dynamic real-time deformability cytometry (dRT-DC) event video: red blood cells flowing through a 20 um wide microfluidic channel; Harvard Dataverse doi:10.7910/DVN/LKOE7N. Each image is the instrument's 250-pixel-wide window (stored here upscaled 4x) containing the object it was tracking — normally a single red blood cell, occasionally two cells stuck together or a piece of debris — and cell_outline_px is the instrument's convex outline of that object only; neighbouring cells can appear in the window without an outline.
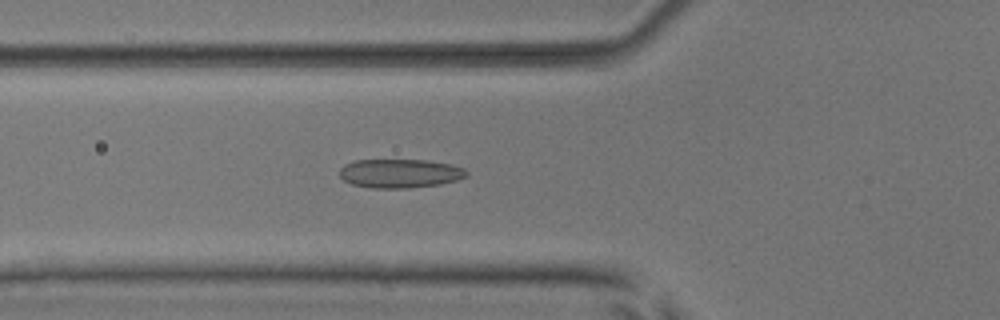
{"species": "common noctule bat (a hibernating species)", "species_latin": "Nyctalus noctula", "temperature_condition": "room temperature", "stored_images_in_passage": 53, "camera_frame_rate_fps": 3000, "um_per_image_px": 0.085, "animal": {"sex": "male", "body_mass_g": 17.9, "forearm_length_mm": 54.2}, "frame": {"image": 1, "passage_image": 20, "time_ms": 6.333, "image_size_px": [1000, 320], "cell_outline_px": [[468, 176], [456, 180], [440, 184], [408, 188], [372, 188], [352, 184], [344, 180], [340, 176], [340, 168], [344, 164], [356, 160], [424, 160], [452, 164], [464, 168], [468, 172]], "centroid_in_image_um": [34.0, 14.74], "position_along_channel_um": 91.8, "area_um2": 21.39}}
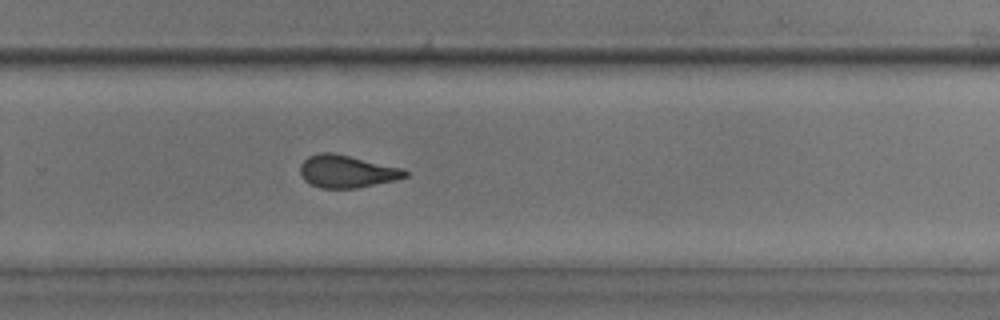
{"frame": {"image": 2, "passage_image": 36, "time_ms": 11.667, "image_size_px": [1000, 320], "cell_outline_px": [[408, 176], [396, 180], [356, 188], [320, 188], [304, 180], [300, 172], [300, 164], [308, 156], [320, 152], [332, 152], [404, 168], [408, 172]], "centroid_in_image_um": [29.49, 14.56], "position_along_channel_um": 300.3, "area_um2": 19.94}}
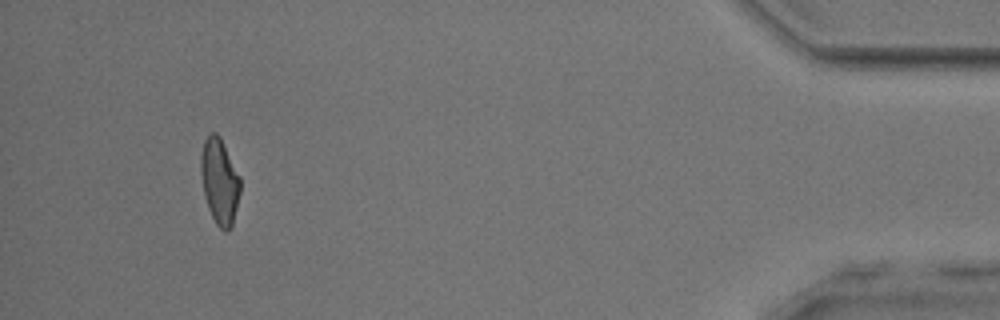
{"frame": {"image": 3, "passage_image": 50, "time_ms": 16.333, "image_size_px": [1000, 320], "cell_outline_px": [[240, 192], [232, 224], [228, 232], [224, 232], [216, 224], [208, 208], [204, 192], [200, 172], [200, 156], [204, 140], [208, 132], [216, 132], [220, 136], [240, 176]], "centroid_in_image_um": [18.65, 15.37], "position_along_channel_um": 416.5, "area_um2": 19.77}, "authors_computed_cell_mechanics": {"area_um2": 20.2878, "velocity_mm_per_s": 3.9211, "shape_relaxation_time_tau1_ms": 5.3247, "shape_relaxation_time_tau2_ms": 1.5153, "deformation_change_tau1": 0.1431, "deformation_change_tau2": 0.0827}}